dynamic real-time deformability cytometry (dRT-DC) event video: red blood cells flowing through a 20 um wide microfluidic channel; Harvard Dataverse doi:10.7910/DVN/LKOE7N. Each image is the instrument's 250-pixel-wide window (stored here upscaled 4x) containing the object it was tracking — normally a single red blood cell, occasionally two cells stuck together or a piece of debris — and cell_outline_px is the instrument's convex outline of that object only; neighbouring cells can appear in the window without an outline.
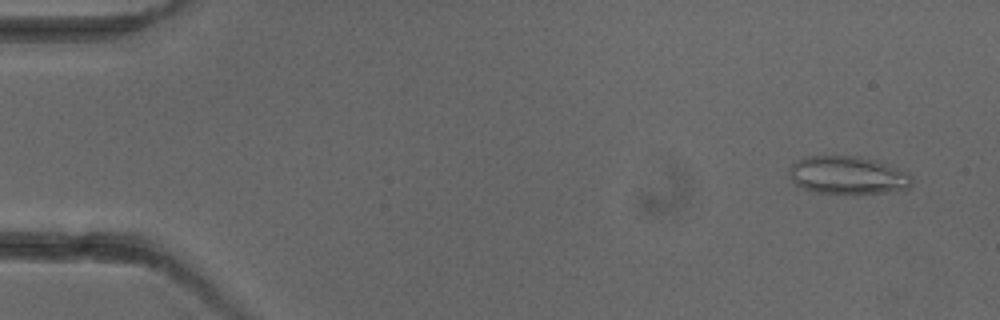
{"species": "common noctule bat (a hibernating species)", "species_latin": "Nyctalus noctula", "temperature_condition": "cold", "stored_images_in_passage": 5, "camera_frame_rate_fps": 3000, "um_per_image_px": 0.085, "animal": {"sex": "female"}, "frame": {"image": 1, "passage_image": 1, "time_ms": 0.0, "image_size_px": [1000, 320], "cell_outline_px": [[912, 184], [908, 188], [884, 192], [816, 192], [804, 188], [796, 184], [788, 176], [788, 168], [796, 160], [808, 156], [856, 156], [876, 160], [908, 172], [912, 176]], "centroid_in_image_um": [72.03, 14.86], "position_along_channel_um": 13.0, "area_um2": 26.76}}